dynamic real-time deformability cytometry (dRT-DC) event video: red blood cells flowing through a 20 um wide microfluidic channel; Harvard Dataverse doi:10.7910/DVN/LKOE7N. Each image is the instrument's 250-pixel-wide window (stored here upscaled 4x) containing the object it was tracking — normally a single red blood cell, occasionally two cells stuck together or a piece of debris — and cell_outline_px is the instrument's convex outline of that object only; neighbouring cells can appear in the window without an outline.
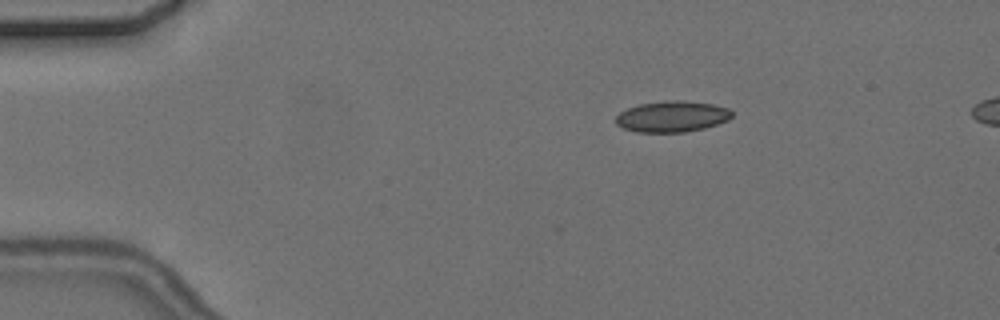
{"species": "common noctule bat (a hibernating species)", "species_latin": "Nyctalus noctula", "temperature_condition": "cold", "stored_images_in_passage": 4, "camera_frame_rate_fps": 3000, "um_per_image_px": 0.085, "animal": {"sex": "female", "body_mass_g": 24.6, "forearm_length_mm": 56.2}, "frame": {"image": 1, "passage_image": 4, "time_ms": 3.667, "image_size_px": [1000, 320], "cell_outline_px": [[732, 116], [728, 120], [704, 128], [684, 132], [636, 132], [624, 128], [616, 124], [616, 116], [620, 112], [628, 108], [640, 104], [664, 100], [680, 100], [712, 104], [728, 108], [732, 112]], "centroid_in_image_um": [57.11, 9.9], "position_along_channel_um": 27.9, "area_um2": 20.92}}